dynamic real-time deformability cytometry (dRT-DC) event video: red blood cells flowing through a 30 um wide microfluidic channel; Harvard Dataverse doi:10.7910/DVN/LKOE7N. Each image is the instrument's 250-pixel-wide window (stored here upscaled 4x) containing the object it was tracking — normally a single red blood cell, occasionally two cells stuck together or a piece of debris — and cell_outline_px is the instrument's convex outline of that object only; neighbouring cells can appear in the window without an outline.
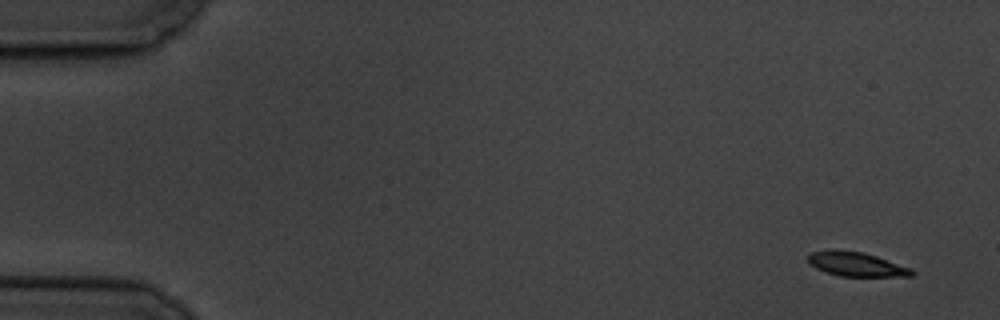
{"species": "common noctule bat (a hibernating species)", "species_latin": "Nyctalus noctula", "temperature_condition": "cold", "stored_images_in_passage": 4, "camera_frame_rate_fps": 3000, "um_per_image_px": 0.085, "animal": {"sex": "male", "body_mass_g": 19.5, "forearm_length_mm": 54.6}, "frame": {"image": 1, "passage_image": 1, "time_ms": 0.0, "image_size_px": [1000, 320], "cell_outline_px": [[916, 272], [912, 276], [840, 276], [824, 272], [808, 264], [808, 256], [812, 252], [864, 252], [876, 256], [908, 268]], "centroid_in_image_um": [72.79, 22.5], "position_along_channel_um": 12.2, "area_um2": 13.93}}